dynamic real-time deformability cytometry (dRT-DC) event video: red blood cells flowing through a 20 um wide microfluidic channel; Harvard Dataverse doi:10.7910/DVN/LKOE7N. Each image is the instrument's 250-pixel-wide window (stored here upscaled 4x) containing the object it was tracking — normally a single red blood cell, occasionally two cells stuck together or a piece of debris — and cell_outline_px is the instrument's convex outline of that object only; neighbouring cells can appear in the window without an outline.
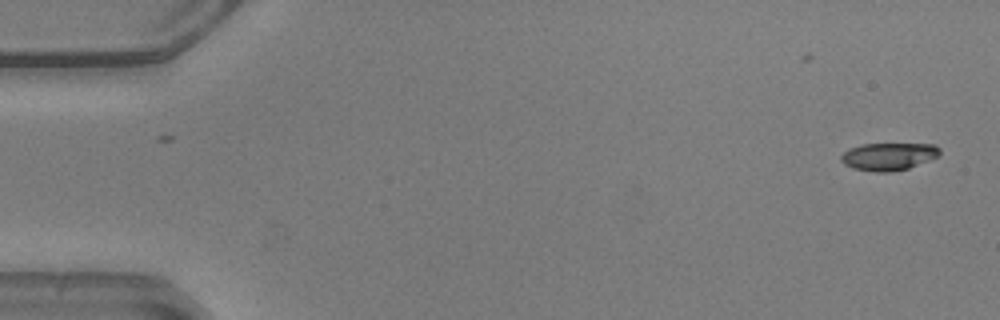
{"species": "common noctule bat (a hibernating species)", "species_latin": "Nyctalus noctula", "temperature_condition": "warm", "stored_images_in_passage": 33, "camera_frame_rate_fps": 3000, "um_per_image_px": 0.085, "animal": {"sex": "male", "body_mass_g": 20.5, "forearm_length_mm": 52.5}, "frame": {"image": 1, "passage_image": 1, "time_ms": 0.0, "image_size_px": [1000, 320], "cell_outline_px": [[940, 156], [908, 168], [892, 172], [876, 172], [852, 168], [844, 164], [840, 160], [840, 156], [848, 148], [860, 144], [936, 144], [940, 148]], "centroid_in_image_um": [75.52, 13.29], "position_along_channel_um": 9.5, "area_um2": 16.01}}
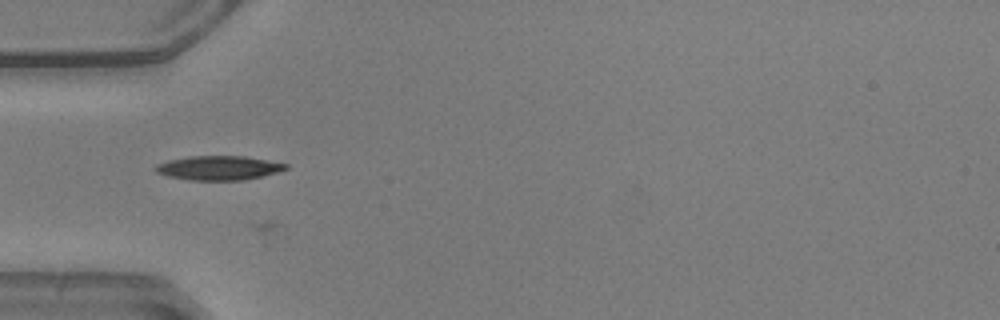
{"frame": {"image": 2, "passage_image": 16, "time_ms": 5.0, "image_size_px": [1000, 320], "cell_outline_px": [[288, 168], [276, 172], [244, 180], [188, 180], [168, 176], [156, 172], [152, 168], [156, 164], [168, 160], [188, 156], [244, 156], [288, 164]], "centroid_in_image_um": [18.52, 14.27], "position_along_channel_um": 66.5, "area_um2": 18.32}}
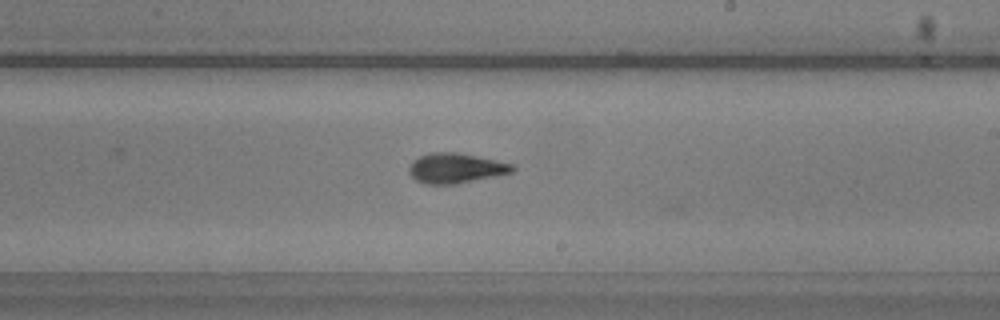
{"frame": {"image": 3, "passage_image": 30, "time_ms": 9.667, "image_size_px": [1000, 320], "cell_outline_px": [[516, 168], [512, 172], [496, 176], [456, 184], [424, 184], [416, 180], [408, 172], [408, 168], [412, 160], [428, 152], [456, 152], [516, 164]], "centroid_in_image_um": [38.73, 14.29], "position_along_channel_um": 250.3, "area_um2": 18.26}}